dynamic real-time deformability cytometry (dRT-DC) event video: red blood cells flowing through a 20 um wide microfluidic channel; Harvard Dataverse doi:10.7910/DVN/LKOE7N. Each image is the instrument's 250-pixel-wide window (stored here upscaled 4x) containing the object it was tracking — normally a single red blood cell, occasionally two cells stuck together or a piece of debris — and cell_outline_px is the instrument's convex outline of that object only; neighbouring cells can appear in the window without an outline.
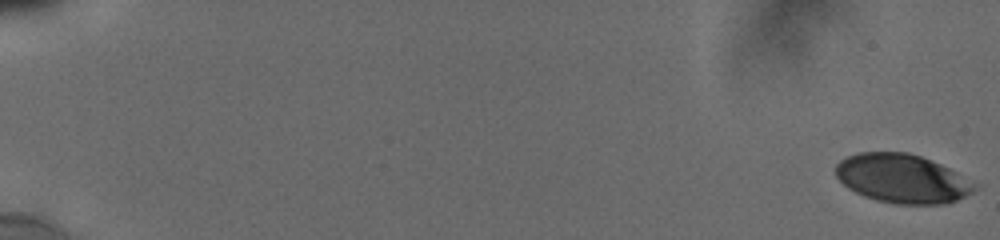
{"species": "human", "species_latin": "Homo sapiens", "temperature_condition": "cold", "stored_images_in_passage": 20, "camera_frame_rate_fps": 3000, "um_per_image_px": 0.085, "donor": {"sex": "male"}, "frame": {"image": 1, "passage_image": 1, "time_ms": 0.0, "image_size_px": [1000, 240], "cell_outline_px": [[976, 188], [972, 192], [948, 204], [892, 204], [876, 200], [864, 196], [848, 188], [836, 176], [836, 164], [840, 160], [848, 156], [860, 152], [908, 152], [920, 156], [940, 164], [948, 168]], "centroid_in_image_um": [76.61, 15.18], "position_along_channel_um": 8.4, "area_um2": 38.9}}
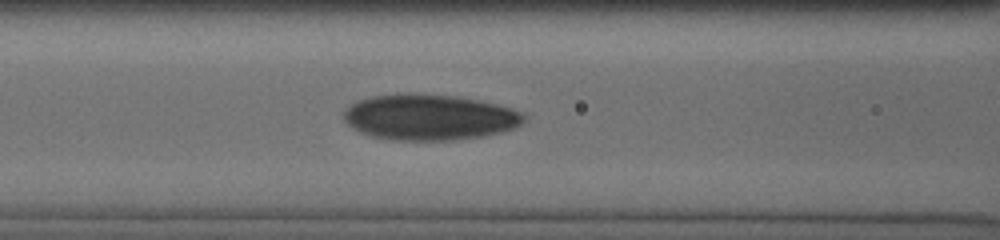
{"frame": {"image": 2, "passage_image": 12, "time_ms": 8.667, "image_size_px": [1000, 240], "cell_outline_px": [[524, 120], [520, 124], [512, 128], [500, 132], [484, 136], [456, 140], [392, 140], [372, 136], [360, 132], [352, 128], [344, 120], [344, 112], [352, 104], [360, 100], [372, 96], [396, 92], [456, 96], [496, 104], [512, 108], [520, 112], [524, 116]], "centroid_in_image_um": [36.47, 9.96], "position_along_channel_um": 130.1, "area_um2": 47.97}}
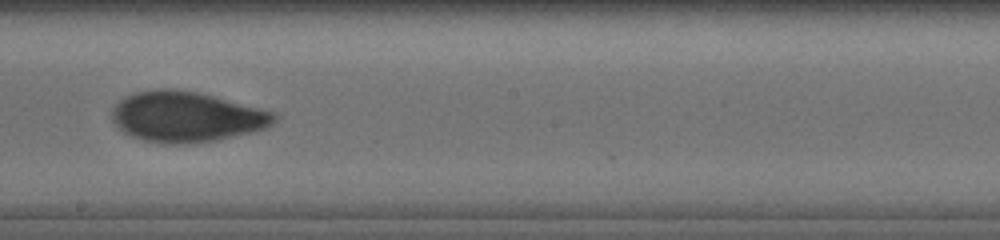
{"frame": {"image": 3, "passage_image": 19, "time_ms": 11.333, "image_size_px": [1000, 240], "cell_outline_px": [[276, 120], [272, 124], [264, 128], [216, 140], [188, 144], [164, 144], [144, 140], [132, 136], [124, 132], [112, 120], [112, 108], [120, 100], [136, 92], [160, 88], [168, 88], [196, 92], [276, 112]], "centroid_in_image_um": [15.82, 9.93], "position_along_channel_um": 232.4, "area_um2": 47.16}}